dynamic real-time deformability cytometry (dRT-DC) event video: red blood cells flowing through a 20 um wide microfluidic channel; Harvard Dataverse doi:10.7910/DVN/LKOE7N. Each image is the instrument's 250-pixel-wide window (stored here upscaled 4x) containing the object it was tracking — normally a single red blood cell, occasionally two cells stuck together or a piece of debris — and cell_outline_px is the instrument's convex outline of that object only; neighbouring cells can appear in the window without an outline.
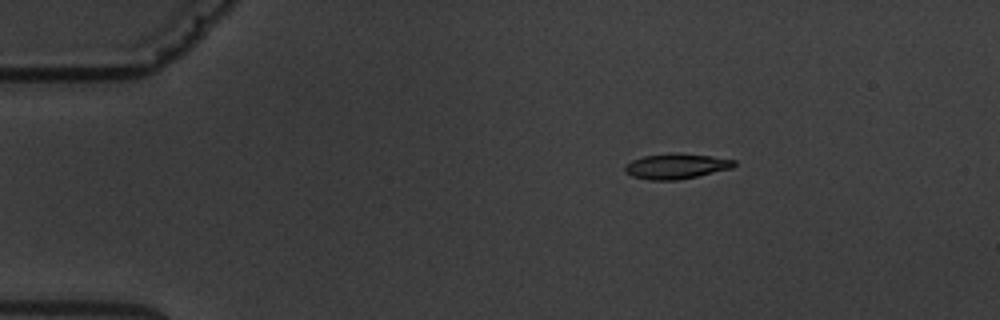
{"species": "common noctule bat (a hibernating species)", "species_latin": "Nyctalus noctula", "temperature_condition": "warm", "stored_images_in_passage": 5, "camera_frame_rate_fps": 3000, "um_per_image_px": 0.085, "animal": {"sex": "male", "body_mass_g": 19.5, "forearm_length_mm": 54.6}, "frame": {"image": 1, "passage_image": 3, "time_ms": 2.333, "image_size_px": [1000, 320], "cell_outline_px": [[736, 164], [732, 168], [680, 180], [648, 180], [632, 176], [624, 172], [624, 168], [632, 160], [644, 156], [680, 152], [712, 156], [736, 160]], "centroid_in_image_um": [57.5, 14.12], "position_along_channel_um": 27.5, "area_um2": 16.18}}